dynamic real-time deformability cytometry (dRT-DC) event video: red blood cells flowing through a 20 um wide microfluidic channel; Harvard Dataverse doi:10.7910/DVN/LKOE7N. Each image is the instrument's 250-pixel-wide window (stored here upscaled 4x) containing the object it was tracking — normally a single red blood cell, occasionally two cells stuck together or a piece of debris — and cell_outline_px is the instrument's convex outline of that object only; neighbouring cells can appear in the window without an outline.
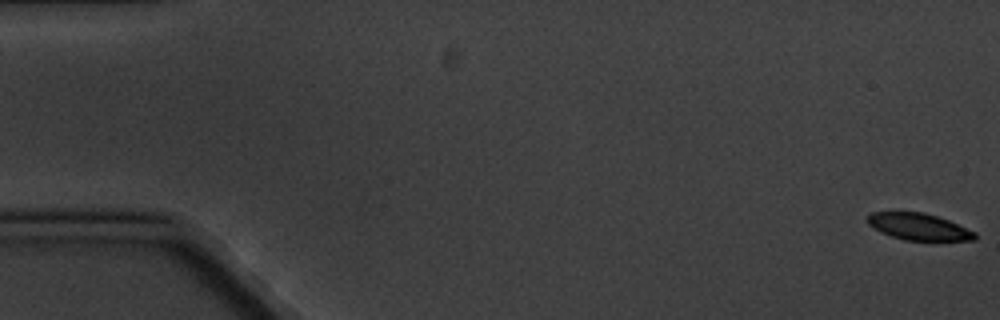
{"species": "common noctule bat (a hibernating species)", "species_latin": "Nyctalus noctula", "temperature_condition": "cold", "stored_images_in_passage": 5, "camera_frame_rate_fps": 3000, "um_per_image_px": 0.085, "animal": {"sex": "male", "body_mass_g": 20.1, "forearm_length_mm": 53.5}, "frame": {"image": 1, "passage_image": 1, "time_ms": 0.0, "image_size_px": [1000, 320], "cell_outline_px": [[976, 240], [904, 240], [880, 232], [868, 224], [868, 216], [872, 212], [924, 212], [948, 220], [976, 232]], "centroid_in_image_um": [78.09, 19.27], "position_along_channel_um": 6.9, "area_um2": 16.53}}
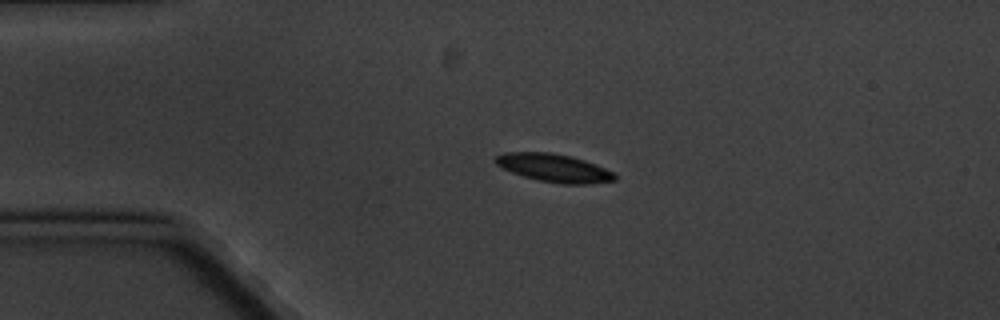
{"frame": {"image": 2, "passage_image": 4, "time_ms": 4.333, "image_size_px": [1000, 320], "cell_outline_px": [[616, 180], [588, 184], [560, 184], [540, 180], [524, 176], [500, 168], [492, 160], [496, 156], [504, 152], [552, 152], [572, 156], [596, 164], [612, 172], [616, 176]], "centroid_in_image_um": [47.05, 14.26], "position_along_channel_um": 37.9, "area_um2": 19.59}}